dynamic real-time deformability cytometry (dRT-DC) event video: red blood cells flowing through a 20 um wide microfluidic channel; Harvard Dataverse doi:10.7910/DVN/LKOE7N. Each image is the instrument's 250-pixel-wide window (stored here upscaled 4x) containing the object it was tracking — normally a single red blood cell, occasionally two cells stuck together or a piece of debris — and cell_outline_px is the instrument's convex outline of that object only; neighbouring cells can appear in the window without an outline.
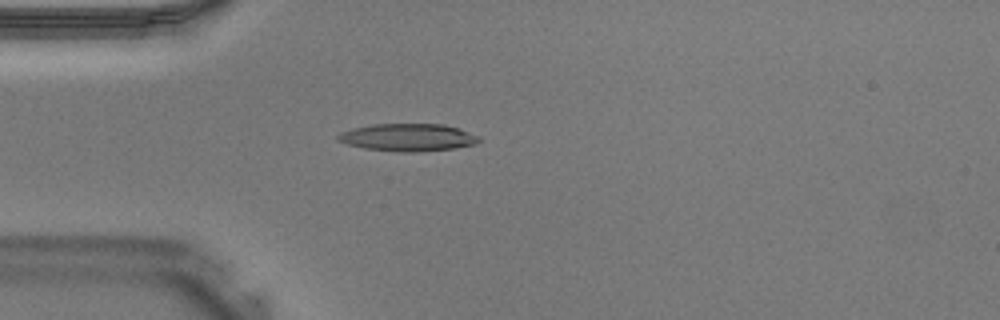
{"species": "Egyptian fruit bat (a non-hibernating species)", "species_latin": "Rousettus aegyptiacus", "temperature_condition": "warm", "stored_images_in_passage": 40, "camera_frame_rate_fps": 3000, "um_per_image_px": 0.085, "animal": {"sex": "male"}, "frame": {"image": 1, "passage_image": 11, "time_ms": 3.333, "image_size_px": [1000, 320], "cell_outline_px": [[480, 140], [476, 144], [456, 148], [416, 152], [400, 152], [364, 148], [348, 144], [336, 140], [336, 136], [340, 132], [352, 128], [372, 124], [444, 124], [480, 136]], "centroid_in_image_um": [34.65, 11.68], "position_along_channel_um": 50.3, "area_um2": 22.66}}
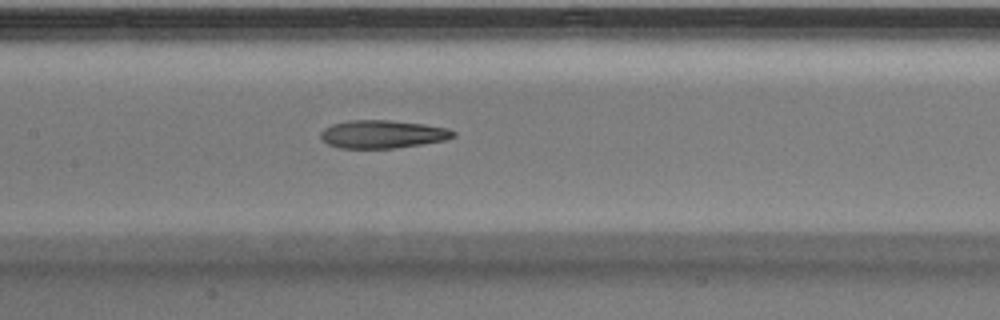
{"frame": {"image": 2, "passage_image": 19, "time_ms": 6.0, "image_size_px": [1000, 320], "cell_outline_px": [[456, 136], [444, 140], [396, 148], [340, 148], [328, 144], [320, 136], [320, 132], [324, 128], [332, 124], [348, 120], [392, 120], [424, 124], [448, 128], [456, 132]], "centroid_in_image_um": [32.52, 11.4], "position_along_channel_um": 174.9, "area_um2": 21.68}}
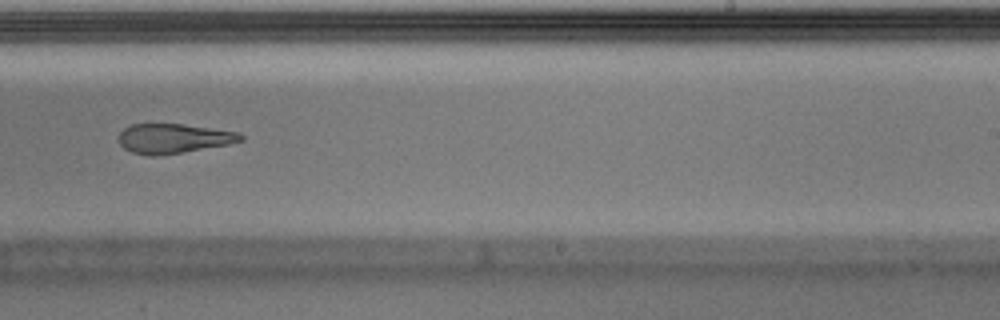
{"frame": {"image": 3, "passage_image": 25, "time_ms": 8.0, "image_size_px": [1000, 320], "cell_outline_px": [[244, 140], [228, 144], [184, 152], [156, 156], [148, 156], [132, 152], [124, 148], [120, 144], [120, 132], [124, 128], [132, 124], [184, 124], [236, 132], [244, 136]], "centroid_in_image_um": [14.73, 11.77], "position_along_channel_um": 274.3, "area_um2": 20.87}}